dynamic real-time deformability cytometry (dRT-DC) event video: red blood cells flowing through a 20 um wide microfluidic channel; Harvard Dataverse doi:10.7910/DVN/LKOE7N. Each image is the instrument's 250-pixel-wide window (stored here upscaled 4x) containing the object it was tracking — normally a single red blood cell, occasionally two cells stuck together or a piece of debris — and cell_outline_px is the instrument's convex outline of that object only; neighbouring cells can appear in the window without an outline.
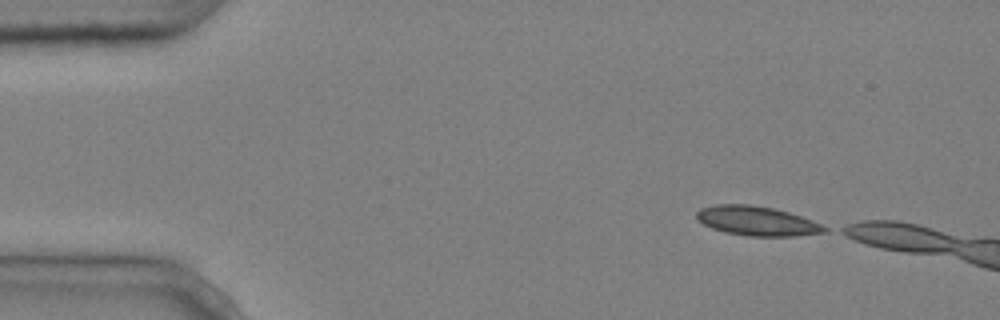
{"species": "common noctule bat (a hibernating species)", "species_latin": "Nyctalus noctula", "temperature_condition": "cold", "stored_images_in_passage": 4, "camera_frame_rate_fps": 3000, "um_per_image_px": 0.085, "animal": {"sex": "male", "body_mass_g": 20.4}, "frame": {"image": 1, "passage_image": 1, "time_ms": 0.0, "image_size_px": [1000, 320], "cell_outline_px": [[828, 232], [796, 236], [748, 236], [724, 232], [712, 228], [696, 220], [696, 212], [700, 208], [716, 204], [752, 204], [772, 208], [788, 212], [812, 220], [828, 228]], "centroid_in_image_um": [64.32, 18.78], "position_along_channel_um": 20.7, "area_um2": 22.02}}